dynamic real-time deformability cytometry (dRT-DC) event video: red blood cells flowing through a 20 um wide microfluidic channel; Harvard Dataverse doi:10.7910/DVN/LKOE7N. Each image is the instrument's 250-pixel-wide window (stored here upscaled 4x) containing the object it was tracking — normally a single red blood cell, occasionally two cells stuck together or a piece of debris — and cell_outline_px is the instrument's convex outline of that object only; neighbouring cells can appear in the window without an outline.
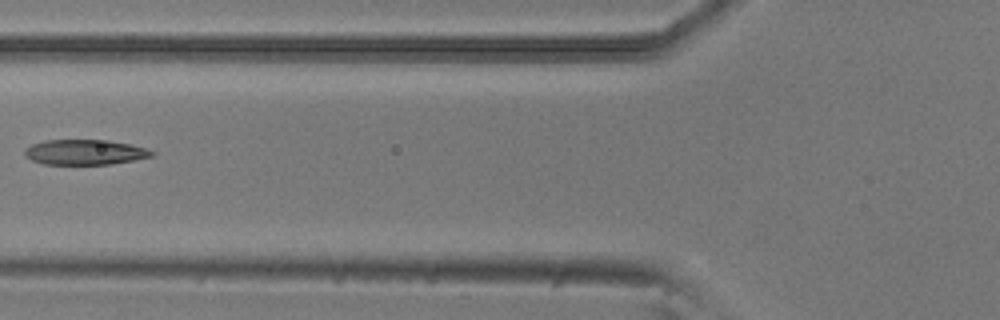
{"species": "common noctule bat (a hibernating species)", "species_latin": "Nyctalus noctula", "temperature_condition": "room temperature", "stored_images_in_passage": 6, "camera_frame_rate_fps": 3000, "um_per_image_px": 0.085, "animal": {"sex": "male", "body_mass_g": 20.5, "forearm_length_mm": 52.5}, "frame": {"image": 1, "passage_image": 5, "time_ms": 1.333, "image_size_px": [1000, 320], "cell_outline_px": [[156, 156], [112, 164], [44, 164], [32, 160], [24, 156], [24, 148], [32, 144], [44, 140], [108, 140], [132, 144], [156, 152]], "centroid_in_image_um": [7.23, 12.93], "position_along_channel_um": 118.6, "area_um2": 18.84}}
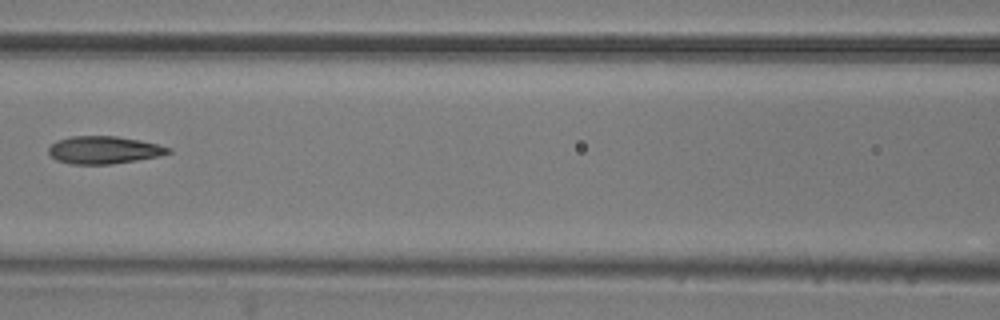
{"frame": {"image": 2, "passage_image": 6, "time_ms": 1.667, "image_size_px": [1000, 320], "cell_outline_px": [[172, 152], [160, 156], [112, 164], [72, 164], [56, 160], [48, 152], [48, 148], [56, 140], [72, 136], [116, 136], [140, 140], [172, 148]], "centroid_in_image_um": [8.83, 12.74], "position_along_channel_um": 157.8, "area_um2": 19.25}}